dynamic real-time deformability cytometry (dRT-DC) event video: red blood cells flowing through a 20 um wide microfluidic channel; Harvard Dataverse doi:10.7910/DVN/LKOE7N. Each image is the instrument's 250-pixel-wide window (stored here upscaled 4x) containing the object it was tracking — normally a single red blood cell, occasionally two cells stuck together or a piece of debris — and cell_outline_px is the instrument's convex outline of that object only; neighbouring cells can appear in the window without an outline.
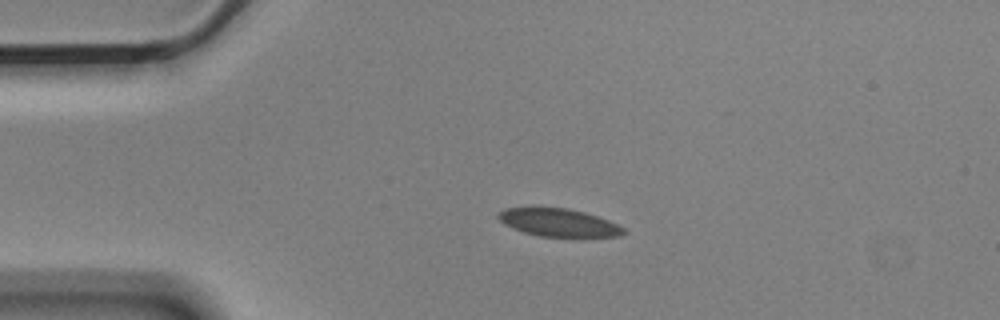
{"species": "Egyptian fruit bat (a non-hibernating species)", "species_latin": "Rousettus aegyptiacus", "temperature_condition": "cold", "stored_images_in_passage": 4, "camera_frame_rate_fps": 3000, "um_per_image_px": 0.085, "animal": {"sex": "male"}, "frame": {"image": 1, "passage_image": 3, "time_ms": 0.667, "image_size_px": [1000, 320], "cell_outline_px": [[628, 232], [620, 236], [584, 240], [580, 240], [540, 236], [524, 232], [512, 228], [504, 224], [496, 216], [496, 212], [504, 208], [568, 208], [584, 212], [608, 220], [624, 228]], "centroid_in_image_um": [47.56, 18.98], "position_along_channel_um": 37.4, "area_um2": 21.33}}